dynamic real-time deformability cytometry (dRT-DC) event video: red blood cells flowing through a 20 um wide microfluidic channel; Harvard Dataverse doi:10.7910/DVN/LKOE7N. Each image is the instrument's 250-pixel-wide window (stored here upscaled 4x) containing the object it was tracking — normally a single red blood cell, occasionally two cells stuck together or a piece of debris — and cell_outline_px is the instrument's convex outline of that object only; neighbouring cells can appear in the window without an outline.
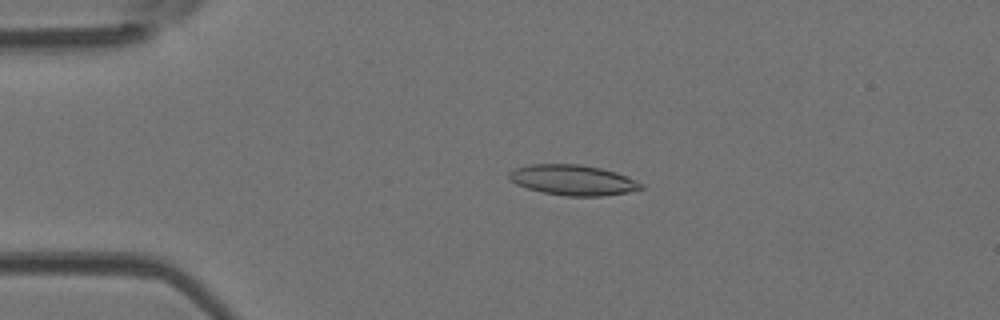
{"species": "Egyptian fruit bat (a non-hibernating species)", "species_latin": "Rousettus aegyptiacus", "temperature_condition": "room temperature", "stored_images_in_passage": 50, "camera_frame_rate_fps": 3000, "um_per_image_px": 0.085, "animal": {"sex": "female"}, "frame": {"image": 1, "passage_image": 11, "time_ms": 3.333, "image_size_px": [1000, 320], "cell_outline_px": [[644, 188], [628, 192], [600, 196], [568, 196], [544, 192], [528, 188], [516, 184], [508, 180], [508, 172], [512, 168], [532, 164], [580, 164], [600, 168], [616, 172], [644, 184]], "centroid_in_image_um": [48.66, 15.29], "position_along_channel_um": 36.3, "area_um2": 23.35}}
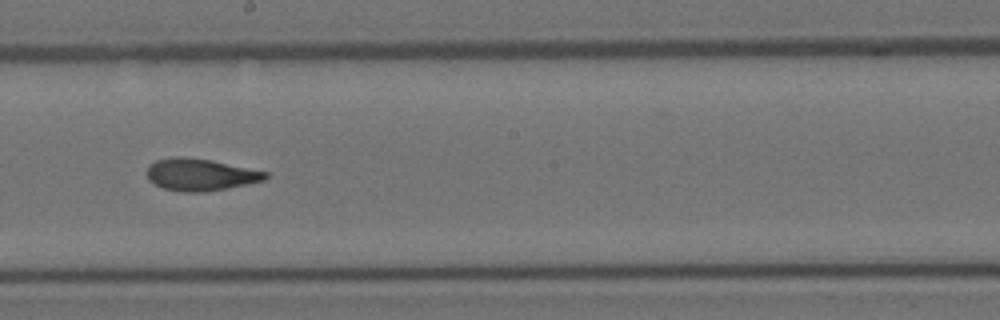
{"frame": {"image": 2, "passage_image": 28, "time_ms": 9.0, "image_size_px": [1000, 320], "cell_outline_px": [[268, 176], [264, 180], [248, 184], [204, 192], [184, 192], [164, 188], [148, 180], [148, 164], [156, 160], [172, 156], [184, 156], [212, 160], [268, 172]], "centroid_in_image_um": [17.02, 14.83], "position_along_channel_um": 231.2, "area_um2": 22.14}}
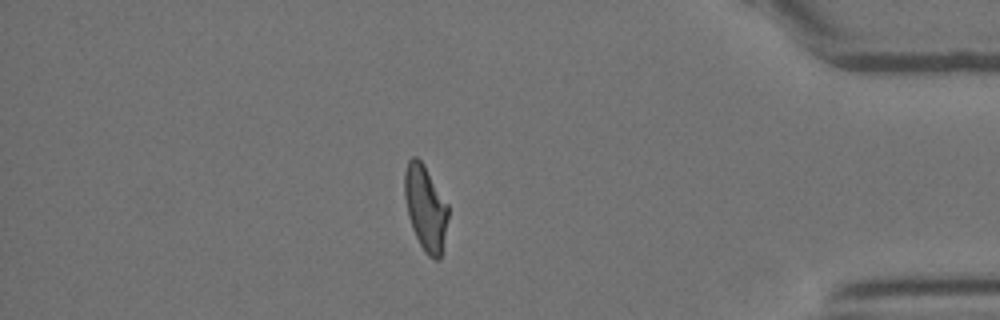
{"frame": {"image": 3, "passage_image": 43, "time_ms": 14.0, "image_size_px": [1000, 320], "cell_outline_px": [[448, 216], [440, 260], [432, 260], [424, 252], [412, 228], [408, 216], [404, 196], [404, 172], [408, 160], [412, 156], [416, 156], [424, 164], [448, 204]], "centroid_in_image_um": [36.15, 17.67], "position_along_channel_um": 399.0, "area_um2": 21.73}, "authors_computed_cell_mechanics": {"area_um2": 22.2819, "velocity_mm_per_s": 4.0807, "shape_relaxation_time_tau1_ms": 11.3767, "shape_relaxation_time_tau2_ms": 2.2003, "deformation_change_tau1": 0.2931, "deformation_change_tau2": 0.0983}}